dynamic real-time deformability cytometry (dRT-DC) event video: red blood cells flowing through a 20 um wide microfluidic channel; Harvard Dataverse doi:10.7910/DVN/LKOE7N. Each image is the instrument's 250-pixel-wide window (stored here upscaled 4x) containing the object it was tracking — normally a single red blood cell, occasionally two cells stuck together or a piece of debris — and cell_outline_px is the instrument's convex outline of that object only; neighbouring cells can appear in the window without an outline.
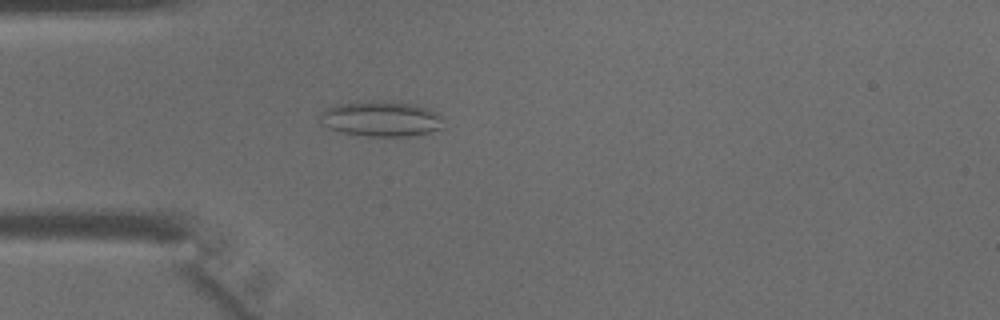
{"species": "common noctule bat (a hibernating species)", "species_latin": "Nyctalus noctula", "temperature_condition": "warm", "stored_images_in_passage": 33, "camera_frame_rate_fps": 3000, "um_per_image_px": 0.085, "animal": {"sex": "male", "body_mass_g": 15.6}, "frame": {"image": 1, "passage_image": 1, "time_ms": 0.0, "image_size_px": [1000, 320], "cell_outline_px": [[444, 128], [416, 136], [368, 136], [344, 132], [328, 128], [316, 120], [320, 112], [324, 108], [336, 104], [368, 100], [416, 104], [428, 108], [436, 112]], "centroid_in_image_um": [32.33, 10.09], "position_along_channel_um": 52.7, "area_um2": 25.72}}
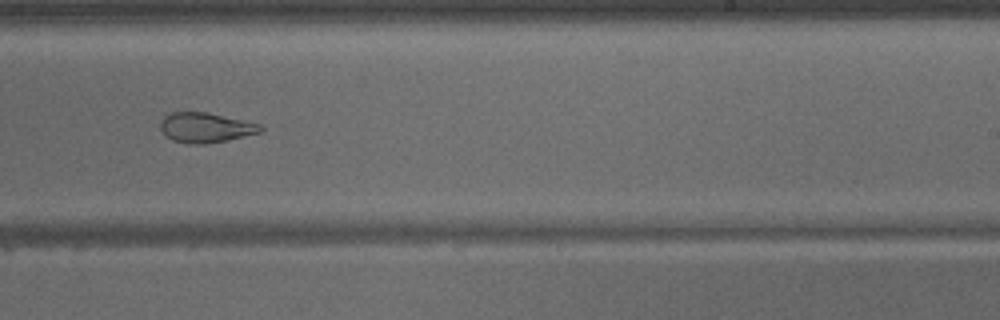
{"frame": {"image": 2, "passage_image": 16, "time_ms": 5.0, "image_size_px": [1000, 320], "cell_outline_px": [[264, 128], [260, 132], [228, 140], [204, 144], [188, 144], [172, 140], [164, 136], [160, 128], [160, 120], [164, 116], [172, 112], [208, 112], [264, 124]], "centroid_in_image_um": [17.48, 10.84], "position_along_channel_um": 271.5, "area_um2": 17.8}}
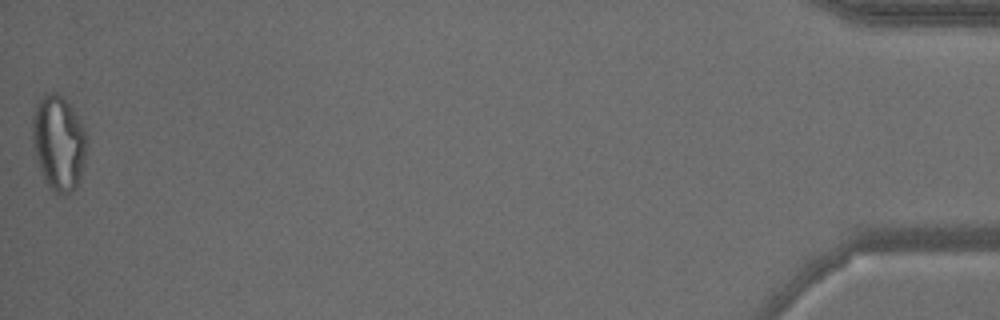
{"frame": {"image": 3, "passage_image": 33, "time_ms": 10.667, "image_size_px": [1000, 320], "cell_outline_px": [[88, 140], [84, 160], [80, 176], [72, 192], [68, 196], [56, 192], [44, 180], [40, 172], [32, 144], [32, 116], [36, 100], [40, 96], [48, 92], [56, 92], [72, 108], [84, 124], [88, 136]], "centroid_in_image_um": [4.97, 12.1], "position_along_channel_um": 430.2, "area_um2": 30.52}}